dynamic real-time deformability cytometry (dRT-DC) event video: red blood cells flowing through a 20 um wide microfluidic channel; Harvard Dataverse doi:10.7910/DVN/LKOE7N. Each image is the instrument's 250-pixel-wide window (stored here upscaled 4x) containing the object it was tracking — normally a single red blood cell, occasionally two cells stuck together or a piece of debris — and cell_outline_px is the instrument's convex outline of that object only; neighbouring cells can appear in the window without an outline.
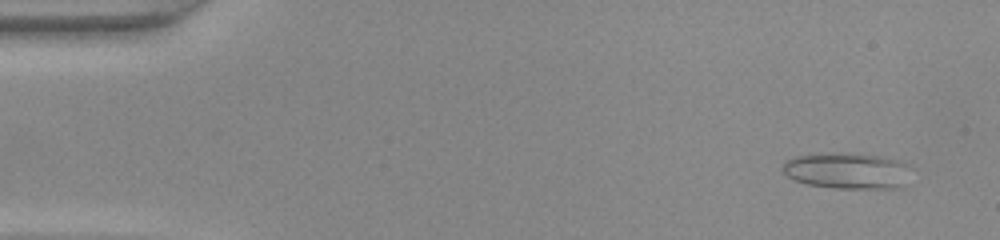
{"species": "common noctule bat (a hibernating species)", "species_latin": "Nyctalus noctula", "temperature_condition": "warm", "stored_images_in_passage": 47, "camera_frame_rate_fps": 3000, "um_per_image_px": 0.085, "animal": {"sex": "female", "body_mass_g": 22.0, "forearm_length_mm": 56.7}, "frame": {"image": 1, "passage_image": 3, "time_ms": 0.667, "image_size_px": [1000, 240], "cell_outline_px": [[916, 168], [904, 184], [896, 188], [836, 188], [808, 184], [796, 180], [788, 176], [784, 172], [784, 160], [796, 156], [844, 152], [848, 152], [880, 156], [900, 160]], "centroid_in_image_um": [72.13, 14.5], "position_along_channel_um": 12.9, "area_um2": 27.34}}
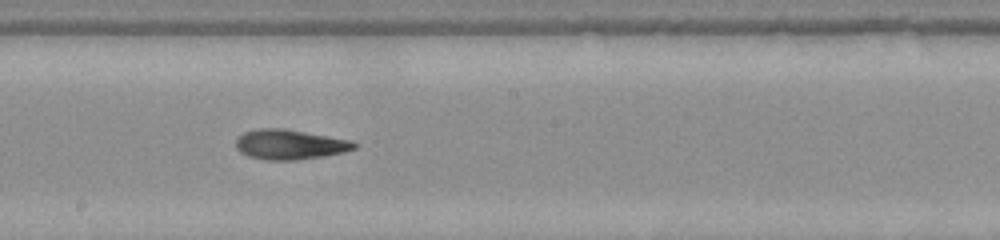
{"frame": {"image": 2, "passage_image": 26, "time_ms": 8.333, "image_size_px": [1000, 240], "cell_outline_px": [[356, 148], [344, 152], [324, 156], [296, 160], [268, 160], [248, 156], [240, 152], [236, 148], [236, 140], [244, 132], [260, 128], [284, 128], [352, 140], [356, 144]], "centroid_in_image_um": [24.64, 12.28], "position_along_channel_um": 223.6, "area_um2": 20.63}}
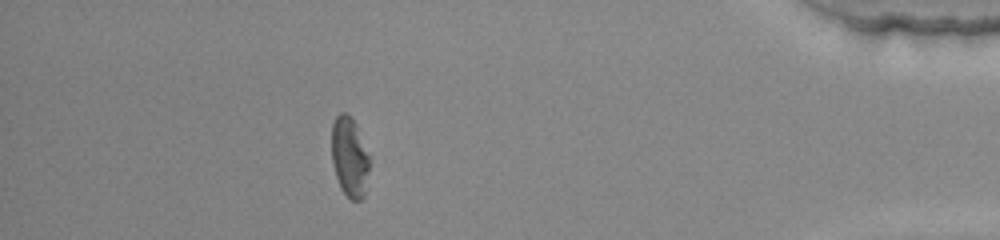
{"frame": {"image": 3, "passage_image": 42, "time_ms": 13.667, "image_size_px": [1000, 240], "cell_outline_px": [[368, 168], [364, 196], [360, 200], [352, 200], [340, 188], [332, 164], [332, 124], [336, 116], [340, 112], [348, 112], [356, 124], [368, 156]], "centroid_in_image_um": [29.68, 13.31], "position_along_channel_um": 405.5, "area_um2": 17.34}}